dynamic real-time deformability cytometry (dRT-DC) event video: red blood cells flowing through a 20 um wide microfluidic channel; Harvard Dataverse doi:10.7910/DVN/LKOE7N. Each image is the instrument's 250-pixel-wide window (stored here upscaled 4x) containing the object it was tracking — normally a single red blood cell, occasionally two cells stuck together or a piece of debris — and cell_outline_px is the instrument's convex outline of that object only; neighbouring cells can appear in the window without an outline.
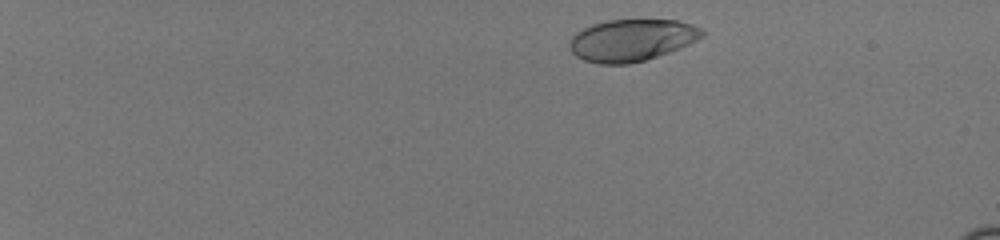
{"species": "human", "species_latin": "Homo sapiens", "temperature_condition": "room temperature", "stored_images_in_passage": 47, "camera_frame_rate_fps": 3000, "um_per_image_px": 0.085, "donor": {"sex": "male"}, "frame": {"image": 1, "passage_image": 3, "time_ms": 0.667, "image_size_px": [1000, 240], "cell_outline_px": [[704, 36], [680, 48], [644, 60], [628, 64], [600, 64], [584, 60], [576, 56], [568, 48], [568, 40], [576, 32], [592, 24], [608, 20], [676, 20], [692, 24], [700, 28], [704, 32]], "centroid_in_image_um": [53.65, 3.41], "position_along_channel_um": 31.3, "area_um2": 32.37}}
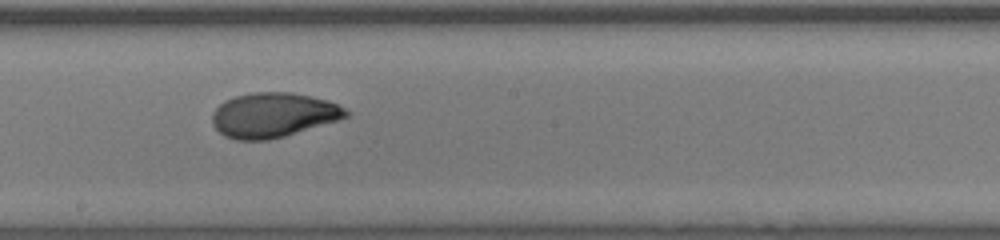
{"frame": {"image": 2, "passage_image": 28, "time_ms": 9.0, "image_size_px": [1000, 240], "cell_outline_px": [[352, 112], [348, 116], [336, 120], [284, 136], [268, 140], [236, 140], [224, 136], [212, 124], [212, 112], [224, 100], [236, 96], [256, 92], [292, 92], [328, 100]], "centroid_in_image_um": [23.2, 9.77], "position_along_channel_um": 225.0, "area_um2": 34.62}}
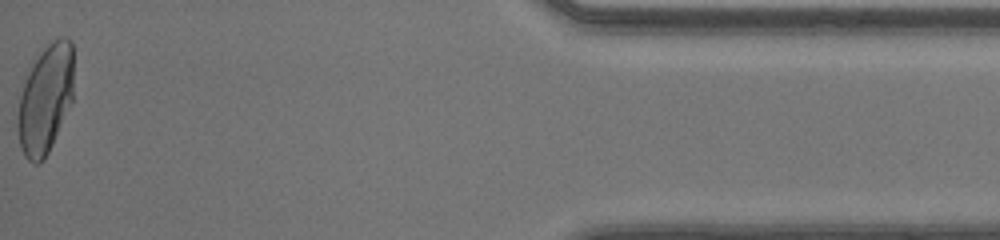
{"frame": {"image": 3, "passage_image": 47, "time_ms": 15.333, "image_size_px": [1000, 240], "cell_outline_px": [[72, 100], [52, 144], [44, 160], [36, 164], [32, 164], [24, 156], [20, 148], [16, 128], [16, 120], [20, 96], [28, 72], [32, 64], [44, 48], [52, 40], [60, 36], [64, 36], [72, 40]], "centroid_in_image_um": [3.83, 8.45], "position_along_channel_um": 431.4, "area_um2": 35.37}, "authors_computed_cell_mechanics": {"area_um2": 34.5066, "velocity_mm_per_s": 4.1336, "shape_relaxation_time_tau1_ms": 4.8422, "shape_relaxation_time_tau2_ms": null, "deformation_change_tau1": 0.2193, "deformation_change_tau2": null}}